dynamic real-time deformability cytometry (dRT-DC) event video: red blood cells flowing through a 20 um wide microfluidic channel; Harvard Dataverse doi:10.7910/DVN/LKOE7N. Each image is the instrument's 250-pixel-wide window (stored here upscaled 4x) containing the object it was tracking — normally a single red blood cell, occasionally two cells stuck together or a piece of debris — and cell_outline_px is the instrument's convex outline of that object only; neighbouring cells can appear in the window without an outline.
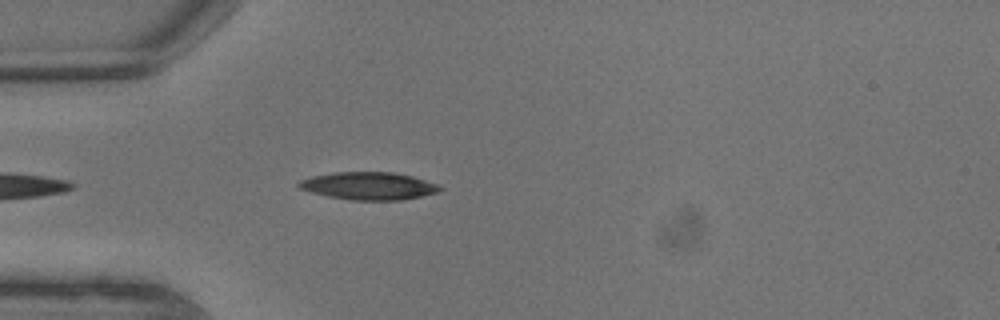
{"species": "common noctule bat (a hibernating species)", "species_latin": "Nyctalus noctula", "temperature_condition": "warm", "stored_images_in_passage": 6, "camera_frame_rate_fps": 3000, "um_per_image_px": 0.085, "animal": {"sex": "male", "body_mass_g": 13.3}, "frame": {"image": 1, "passage_image": 6, "time_ms": 1.667, "image_size_px": [1000, 320], "cell_outline_px": [[444, 188], [440, 192], [400, 200], [352, 200], [328, 196], [312, 192], [300, 188], [296, 184], [300, 180], [312, 176], [332, 172], [392, 172], [412, 176], [436, 184]], "centroid_in_image_um": [31.34, 15.8], "position_along_channel_um": 53.7, "area_um2": 22.6}}